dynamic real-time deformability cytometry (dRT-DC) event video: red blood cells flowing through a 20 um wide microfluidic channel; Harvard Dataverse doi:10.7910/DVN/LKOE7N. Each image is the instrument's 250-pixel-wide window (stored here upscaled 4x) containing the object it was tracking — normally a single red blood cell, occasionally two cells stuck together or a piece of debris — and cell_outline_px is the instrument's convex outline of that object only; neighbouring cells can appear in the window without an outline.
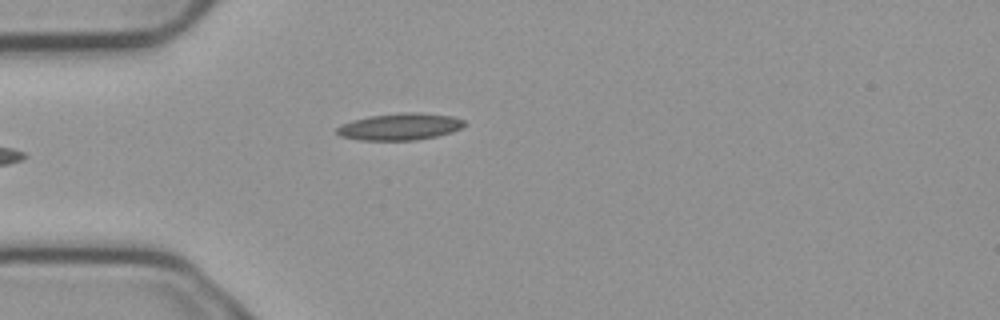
{"species": "common noctule bat (a hibernating species)", "species_latin": "Nyctalus noctula", "temperature_condition": "cold", "stored_images_in_passage": 7, "camera_frame_rate_fps": 3000, "um_per_image_px": 0.085, "animal": {"sex": "male", "body_mass_g": 23.1, "forearm_length_mm": 52.7}, "frame": {"image": 1, "passage_image": 7, "time_ms": 2.0, "image_size_px": [1000, 320], "cell_outline_px": [[464, 124], [460, 128], [452, 132], [436, 136], [416, 140], [360, 140], [340, 136], [336, 132], [336, 128], [340, 124], [352, 120], [368, 116], [404, 112], [420, 112], [452, 116], [464, 120]], "centroid_in_image_um": [33.96, 10.76], "position_along_channel_um": 51.0, "area_um2": 20.0}}